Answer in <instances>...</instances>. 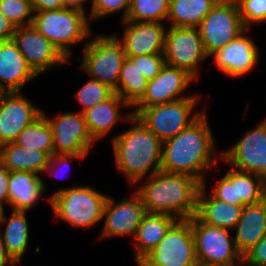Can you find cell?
<instances>
[{
	"instance_id": "1",
	"label": "cell",
	"mask_w": 266,
	"mask_h": 266,
	"mask_svg": "<svg viewBox=\"0 0 266 266\" xmlns=\"http://www.w3.org/2000/svg\"><path fill=\"white\" fill-rule=\"evenodd\" d=\"M207 119L205 111L189 127L163 141L161 171L190 175L202 184L207 183L205 173L218 165V159L222 160Z\"/></svg>"
},
{
	"instance_id": "2",
	"label": "cell",
	"mask_w": 266,
	"mask_h": 266,
	"mask_svg": "<svg viewBox=\"0 0 266 266\" xmlns=\"http://www.w3.org/2000/svg\"><path fill=\"white\" fill-rule=\"evenodd\" d=\"M143 182L134 191L140 196L145 211L163 213L177 220L191 219L196 215L198 194L202 183L186 174L157 173L139 180Z\"/></svg>"
},
{
	"instance_id": "3",
	"label": "cell",
	"mask_w": 266,
	"mask_h": 266,
	"mask_svg": "<svg viewBox=\"0 0 266 266\" xmlns=\"http://www.w3.org/2000/svg\"><path fill=\"white\" fill-rule=\"evenodd\" d=\"M131 128L111 139L115 166L129 185L161 171L162 141L132 115ZM149 174V175H148Z\"/></svg>"
},
{
	"instance_id": "4",
	"label": "cell",
	"mask_w": 266,
	"mask_h": 266,
	"mask_svg": "<svg viewBox=\"0 0 266 266\" xmlns=\"http://www.w3.org/2000/svg\"><path fill=\"white\" fill-rule=\"evenodd\" d=\"M46 199L59 220L75 228H91L103 221L108 195L85 185L60 188Z\"/></svg>"
},
{
	"instance_id": "5",
	"label": "cell",
	"mask_w": 266,
	"mask_h": 266,
	"mask_svg": "<svg viewBox=\"0 0 266 266\" xmlns=\"http://www.w3.org/2000/svg\"><path fill=\"white\" fill-rule=\"evenodd\" d=\"M32 25L44 35L69 61L71 45L83 42L92 35L87 15L64 8L50 11H36ZM88 37V38H87Z\"/></svg>"
},
{
	"instance_id": "6",
	"label": "cell",
	"mask_w": 266,
	"mask_h": 266,
	"mask_svg": "<svg viewBox=\"0 0 266 266\" xmlns=\"http://www.w3.org/2000/svg\"><path fill=\"white\" fill-rule=\"evenodd\" d=\"M81 69L90 78L117 90L122 63L126 58L118 35L100 34L90 38L83 48Z\"/></svg>"
},
{
	"instance_id": "7",
	"label": "cell",
	"mask_w": 266,
	"mask_h": 266,
	"mask_svg": "<svg viewBox=\"0 0 266 266\" xmlns=\"http://www.w3.org/2000/svg\"><path fill=\"white\" fill-rule=\"evenodd\" d=\"M201 98H184L161 105L142 108L135 117L162 142L189 127L204 112L196 107Z\"/></svg>"
},
{
	"instance_id": "8",
	"label": "cell",
	"mask_w": 266,
	"mask_h": 266,
	"mask_svg": "<svg viewBox=\"0 0 266 266\" xmlns=\"http://www.w3.org/2000/svg\"><path fill=\"white\" fill-rule=\"evenodd\" d=\"M136 265L198 266L190 219L177 220L158 245Z\"/></svg>"
},
{
	"instance_id": "9",
	"label": "cell",
	"mask_w": 266,
	"mask_h": 266,
	"mask_svg": "<svg viewBox=\"0 0 266 266\" xmlns=\"http://www.w3.org/2000/svg\"><path fill=\"white\" fill-rule=\"evenodd\" d=\"M206 55L225 47L247 28L235 0H219L198 26Z\"/></svg>"
},
{
	"instance_id": "10",
	"label": "cell",
	"mask_w": 266,
	"mask_h": 266,
	"mask_svg": "<svg viewBox=\"0 0 266 266\" xmlns=\"http://www.w3.org/2000/svg\"><path fill=\"white\" fill-rule=\"evenodd\" d=\"M190 223L198 265L243 263L230 230L202 223L196 216Z\"/></svg>"
},
{
	"instance_id": "11",
	"label": "cell",
	"mask_w": 266,
	"mask_h": 266,
	"mask_svg": "<svg viewBox=\"0 0 266 266\" xmlns=\"http://www.w3.org/2000/svg\"><path fill=\"white\" fill-rule=\"evenodd\" d=\"M167 65L180 68L199 78V66L209 57L206 55L198 27H168L163 52Z\"/></svg>"
},
{
	"instance_id": "12",
	"label": "cell",
	"mask_w": 266,
	"mask_h": 266,
	"mask_svg": "<svg viewBox=\"0 0 266 266\" xmlns=\"http://www.w3.org/2000/svg\"><path fill=\"white\" fill-rule=\"evenodd\" d=\"M228 166L262 176L266 180V118L246 131L231 148L221 151Z\"/></svg>"
},
{
	"instance_id": "13",
	"label": "cell",
	"mask_w": 266,
	"mask_h": 266,
	"mask_svg": "<svg viewBox=\"0 0 266 266\" xmlns=\"http://www.w3.org/2000/svg\"><path fill=\"white\" fill-rule=\"evenodd\" d=\"M47 119L53 134L54 153L88 155L95 141L89 133L85 116L80 111L57 114Z\"/></svg>"
},
{
	"instance_id": "14",
	"label": "cell",
	"mask_w": 266,
	"mask_h": 266,
	"mask_svg": "<svg viewBox=\"0 0 266 266\" xmlns=\"http://www.w3.org/2000/svg\"><path fill=\"white\" fill-rule=\"evenodd\" d=\"M196 79L183 69L165 65L160 73L148 85L143 97L132 107L135 116L142 108L184 99L201 98V94H184L186 89ZM135 107V108H134Z\"/></svg>"
},
{
	"instance_id": "15",
	"label": "cell",
	"mask_w": 266,
	"mask_h": 266,
	"mask_svg": "<svg viewBox=\"0 0 266 266\" xmlns=\"http://www.w3.org/2000/svg\"><path fill=\"white\" fill-rule=\"evenodd\" d=\"M12 40L37 76L70 63L33 25L18 27Z\"/></svg>"
},
{
	"instance_id": "16",
	"label": "cell",
	"mask_w": 266,
	"mask_h": 266,
	"mask_svg": "<svg viewBox=\"0 0 266 266\" xmlns=\"http://www.w3.org/2000/svg\"><path fill=\"white\" fill-rule=\"evenodd\" d=\"M21 93L0 92V146L14 142L24 128L42 115L43 110Z\"/></svg>"
},
{
	"instance_id": "17",
	"label": "cell",
	"mask_w": 266,
	"mask_h": 266,
	"mask_svg": "<svg viewBox=\"0 0 266 266\" xmlns=\"http://www.w3.org/2000/svg\"><path fill=\"white\" fill-rule=\"evenodd\" d=\"M145 213L142 200L134 190L130 197L123 198L116 204L108 196L102 217L104 225L99 237L105 239L130 235L134 238Z\"/></svg>"
},
{
	"instance_id": "18",
	"label": "cell",
	"mask_w": 266,
	"mask_h": 266,
	"mask_svg": "<svg viewBox=\"0 0 266 266\" xmlns=\"http://www.w3.org/2000/svg\"><path fill=\"white\" fill-rule=\"evenodd\" d=\"M250 29L233 39L225 47L217 50L210 57L217 69L227 77L239 78L249 74L260 58L257 44L247 37Z\"/></svg>"
},
{
	"instance_id": "19",
	"label": "cell",
	"mask_w": 266,
	"mask_h": 266,
	"mask_svg": "<svg viewBox=\"0 0 266 266\" xmlns=\"http://www.w3.org/2000/svg\"><path fill=\"white\" fill-rule=\"evenodd\" d=\"M124 32L120 39L126 57L164 52L166 27L158 22L122 21Z\"/></svg>"
},
{
	"instance_id": "20",
	"label": "cell",
	"mask_w": 266,
	"mask_h": 266,
	"mask_svg": "<svg viewBox=\"0 0 266 266\" xmlns=\"http://www.w3.org/2000/svg\"><path fill=\"white\" fill-rule=\"evenodd\" d=\"M38 77L13 40L0 41V92H22V86Z\"/></svg>"
},
{
	"instance_id": "21",
	"label": "cell",
	"mask_w": 266,
	"mask_h": 266,
	"mask_svg": "<svg viewBox=\"0 0 266 266\" xmlns=\"http://www.w3.org/2000/svg\"><path fill=\"white\" fill-rule=\"evenodd\" d=\"M46 188V182L36 173L20 170L10 172L9 205L14 211L27 212L44 197Z\"/></svg>"
},
{
	"instance_id": "22",
	"label": "cell",
	"mask_w": 266,
	"mask_h": 266,
	"mask_svg": "<svg viewBox=\"0 0 266 266\" xmlns=\"http://www.w3.org/2000/svg\"><path fill=\"white\" fill-rule=\"evenodd\" d=\"M233 231L237 251L243 256L266 235V198L244 206Z\"/></svg>"
},
{
	"instance_id": "23",
	"label": "cell",
	"mask_w": 266,
	"mask_h": 266,
	"mask_svg": "<svg viewBox=\"0 0 266 266\" xmlns=\"http://www.w3.org/2000/svg\"><path fill=\"white\" fill-rule=\"evenodd\" d=\"M123 107L130 108L117 93H114L105 102L99 103L83 113L89 133L96 143L99 139L105 138L120 120L126 122L133 115L131 111L127 112L124 120L120 112Z\"/></svg>"
},
{
	"instance_id": "24",
	"label": "cell",
	"mask_w": 266,
	"mask_h": 266,
	"mask_svg": "<svg viewBox=\"0 0 266 266\" xmlns=\"http://www.w3.org/2000/svg\"><path fill=\"white\" fill-rule=\"evenodd\" d=\"M206 187L207 184L203 183L200 188L195 216L202 223L233 230L237 226L244 206H236L217 200L208 194Z\"/></svg>"
},
{
	"instance_id": "25",
	"label": "cell",
	"mask_w": 266,
	"mask_h": 266,
	"mask_svg": "<svg viewBox=\"0 0 266 266\" xmlns=\"http://www.w3.org/2000/svg\"><path fill=\"white\" fill-rule=\"evenodd\" d=\"M177 221L171 215L146 212L134 236L135 261L138 263L163 239L170 227Z\"/></svg>"
},
{
	"instance_id": "26",
	"label": "cell",
	"mask_w": 266,
	"mask_h": 266,
	"mask_svg": "<svg viewBox=\"0 0 266 266\" xmlns=\"http://www.w3.org/2000/svg\"><path fill=\"white\" fill-rule=\"evenodd\" d=\"M49 156L36 149H27L14 142L0 146V164L8 171H28L42 174L47 166Z\"/></svg>"
},
{
	"instance_id": "27",
	"label": "cell",
	"mask_w": 266,
	"mask_h": 266,
	"mask_svg": "<svg viewBox=\"0 0 266 266\" xmlns=\"http://www.w3.org/2000/svg\"><path fill=\"white\" fill-rule=\"evenodd\" d=\"M5 212L0 225L6 224L5 231L0 236L7 253L18 264L25 254L29 242V227L26 211H14L7 219ZM7 222V223H6Z\"/></svg>"
},
{
	"instance_id": "28",
	"label": "cell",
	"mask_w": 266,
	"mask_h": 266,
	"mask_svg": "<svg viewBox=\"0 0 266 266\" xmlns=\"http://www.w3.org/2000/svg\"><path fill=\"white\" fill-rule=\"evenodd\" d=\"M219 0H170V27H198Z\"/></svg>"
},
{
	"instance_id": "29",
	"label": "cell",
	"mask_w": 266,
	"mask_h": 266,
	"mask_svg": "<svg viewBox=\"0 0 266 266\" xmlns=\"http://www.w3.org/2000/svg\"><path fill=\"white\" fill-rule=\"evenodd\" d=\"M148 81L137 67V61L125 58L118 81L117 93L131 108L143 97Z\"/></svg>"
},
{
	"instance_id": "30",
	"label": "cell",
	"mask_w": 266,
	"mask_h": 266,
	"mask_svg": "<svg viewBox=\"0 0 266 266\" xmlns=\"http://www.w3.org/2000/svg\"><path fill=\"white\" fill-rule=\"evenodd\" d=\"M14 143L27 149L43 151L49 157L54 153L52 130L43 115L24 128Z\"/></svg>"
},
{
	"instance_id": "31",
	"label": "cell",
	"mask_w": 266,
	"mask_h": 266,
	"mask_svg": "<svg viewBox=\"0 0 266 266\" xmlns=\"http://www.w3.org/2000/svg\"><path fill=\"white\" fill-rule=\"evenodd\" d=\"M169 5L170 0H131L128 16L124 21L166 22Z\"/></svg>"
},
{
	"instance_id": "32",
	"label": "cell",
	"mask_w": 266,
	"mask_h": 266,
	"mask_svg": "<svg viewBox=\"0 0 266 266\" xmlns=\"http://www.w3.org/2000/svg\"><path fill=\"white\" fill-rule=\"evenodd\" d=\"M237 200L246 205L256 204L266 198V180L257 174L236 169Z\"/></svg>"
},
{
	"instance_id": "33",
	"label": "cell",
	"mask_w": 266,
	"mask_h": 266,
	"mask_svg": "<svg viewBox=\"0 0 266 266\" xmlns=\"http://www.w3.org/2000/svg\"><path fill=\"white\" fill-rule=\"evenodd\" d=\"M114 93V90L108 85L90 78L82 87H80V89H78V91H76L75 97L82 106L80 112L84 113L95 105L105 102Z\"/></svg>"
},
{
	"instance_id": "34",
	"label": "cell",
	"mask_w": 266,
	"mask_h": 266,
	"mask_svg": "<svg viewBox=\"0 0 266 266\" xmlns=\"http://www.w3.org/2000/svg\"><path fill=\"white\" fill-rule=\"evenodd\" d=\"M0 12L16 28L29 26L33 23L34 11L30 0H0Z\"/></svg>"
},
{
	"instance_id": "35",
	"label": "cell",
	"mask_w": 266,
	"mask_h": 266,
	"mask_svg": "<svg viewBox=\"0 0 266 266\" xmlns=\"http://www.w3.org/2000/svg\"><path fill=\"white\" fill-rule=\"evenodd\" d=\"M215 199L236 206H245L241 200H237L236 169L230 168L220 177L210 193Z\"/></svg>"
},
{
	"instance_id": "36",
	"label": "cell",
	"mask_w": 266,
	"mask_h": 266,
	"mask_svg": "<svg viewBox=\"0 0 266 266\" xmlns=\"http://www.w3.org/2000/svg\"><path fill=\"white\" fill-rule=\"evenodd\" d=\"M243 24L247 29L254 23L266 22V0H235Z\"/></svg>"
},
{
	"instance_id": "37",
	"label": "cell",
	"mask_w": 266,
	"mask_h": 266,
	"mask_svg": "<svg viewBox=\"0 0 266 266\" xmlns=\"http://www.w3.org/2000/svg\"><path fill=\"white\" fill-rule=\"evenodd\" d=\"M131 0H94L92 14L88 15L89 21L108 17L117 12H123L122 21L126 20L130 9Z\"/></svg>"
},
{
	"instance_id": "38",
	"label": "cell",
	"mask_w": 266,
	"mask_h": 266,
	"mask_svg": "<svg viewBox=\"0 0 266 266\" xmlns=\"http://www.w3.org/2000/svg\"><path fill=\"white\" fill-rule=\"evenodd\" d=\"M137 61V67L147 80H152L166 65L163 53L127 57Z\"/></svg>"
},
{
	"instance_id": "39",
	"label": "cell",
	"mask_w": 266,
	"mask_h": 266,
	"mask_svg": "<svg viewBox=\"0 0 266 266\" xmlns=\"http://www.w3.org/2000/svg\"><path fill=\"white\" fill-rule=\"evenodd\" d=\"M244 266H266V235L243 256Z\"/></svg>"
},
{
	"instance_id": "40",
	"label": "cell",
	"mask_w": 266,
	"mask_h": 266,
	"mask_svg": "<svg viewBox=\"0 0 266 266\" xmlns=\"http://www.w3.org/2000/svg\"><path fill=\"white\" fill-rule=\"evenodd\" d=\"M85 157H87V155L56 154V153H53L49 157V160H48V163H47V166H46V169H45L44 173L47 174L48 176L55 177V176H57V175H55L56 168L58 170V168L61 169V167L63 168L64 166H67V165L69 166V164H70L69 162H72L71 159L82 160V159H85Z\"/></svg>"
},
{
	"instance_id": "41",
	"label": "cell",
	"mask_w": 266,
	"mask_h": 266,
	"mask_svg": "<svg viewBox=\"0 0 266 266\" xmlns=\"http://www.w3.org/2000/svg\"><path fill=\"white\" fill-rule=\"evenodd\" d=\"M10 171L0 164V203L9 206Z\"/></svg>"
},
{
	"instance_id": "42",
	"label": "cell",
	"mask_w": 266,
	"mask_h": 266,
	"mask_svg": "<svg viewBox=\"0 0 266 266\" xmlns=\"http://www.w3.org/2000/svg\"><path fill=\"white\" fill-rule=\"evenodd\" d=\"M16 29L14 24L0 12V41L12 40Z\"/></svg>"
},
{
	"instance_id": "43",
	"label": "cell",
	"mask_w": 266,
	"mask_h": 266,
	"mask_svg": "<svg viewBox=\"0 0 266 266\" xmlns=\"http://www.w3.org/2000/svg\"><path fill=\"white\" fill-rule=\"evenodd\" d=\"M64 0H34L32 2L33 11H50L62 9Z\"/></svg>"
},
{
	"instance_id": "44",
	"label": "cell",
	"mask_w": 266,
	"mask_h": 266,
	"mask_svg": "<svg viewBox=\"0 0 266 266\" xmlns=\"http://www.w3.org/2000/svg\"><path fill=\"white\" fill-rule=\"evenodd\" d=\"M87 1H91L92 5L90 7V14H92V8H93V3L94 0H64V5L63 8L68 10V11H73L77 12L82 15H86V10L84 7V3Z\"/></svg>"
},
{
	"instance_id": "45",
	"label": "cell",
	"mask_w": 266,
	"mask_h": 266,
	"mask_svg": "<svg viewBox=\"0 0 266 266\" xmlns=\"http://www.w3.org/2000/svg\"><path fill=\"white\" fill-rule=\"evenodd\" d=\"M0 266H17V263L7 253L6 247L0 236Z\"/></svg>"
},
{
	"instance_id": "46",
	"label": "cell",
	"mask_w": 266,
	"mask_h": 266,
	"mask_svg": "<svg viewBox=\"0 0 266 266\" xmlns=\"http://www.w3.org/2000/svg\"><path fill=\"white\" fill-rule=\"evenodd\" d=\"M198 266H244V263H231V264H209V265H198Z\"/></svg>"
},
{
	"instance_id": "47",
	"label": "cell",
	"mask_w": 266,
	"mask_h": 266,
	"mask_svg": "<svg viewBox=\"0 0 266 266\" xmlns=\"http://www.w3.org/2000/svg\"><path fill=\"white\" fill-rule=\"evenodd\" d=\"M4 205L0 203V223L2 221L3 215H4Z\"/></svg>"
}]
</instances>
